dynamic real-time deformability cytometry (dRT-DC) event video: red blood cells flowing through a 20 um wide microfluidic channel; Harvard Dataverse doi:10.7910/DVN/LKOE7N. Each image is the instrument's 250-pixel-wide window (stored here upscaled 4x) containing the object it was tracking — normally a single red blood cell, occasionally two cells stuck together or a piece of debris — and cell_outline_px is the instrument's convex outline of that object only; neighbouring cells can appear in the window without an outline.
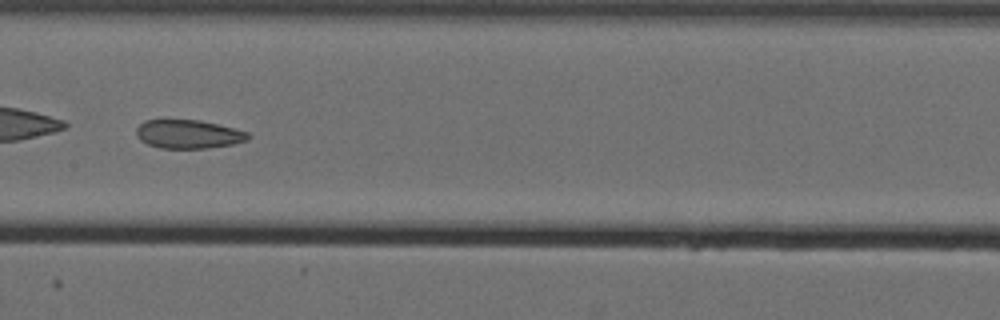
{"species": "Egyptian fruit bat (a non-hibernating species)", "species_latin": "Rousettus aegyptiacus", "temperature_condition": "cold", "stored_images_in_passage": 59, "camera_frame_rate_fps": 3000, "um_per_image_px": 0.085, "animal": {"sex": "female"}, "frame": {"image": 1, "passage_image": 34, "time_ms": 11.0, "image_size_px": [1000, 320], "cell_outline_px": [[252, 136], [248, 140], [232, 144], [208, 148], [160, 148], [148, 144], [140, 140], [136, 136], [136, 128], [144, 120], [200, 120], [248, 132]], "centroid_in_image_um": [16.0, 11.4], "position_along_channel_um": 191.4, "area_um2": 18.61}, "authors_computed_cell_mechanics": {"area_um2": 21.9062, "velocity_mm_per_s": 3.5601, "shape_relaxation_time_tau1_ms": null, "shape_relaxation_time_tau2_ms": 2.4612, "deformation_change_tau1": null, "deformation_change_tau2": 0.0853}}